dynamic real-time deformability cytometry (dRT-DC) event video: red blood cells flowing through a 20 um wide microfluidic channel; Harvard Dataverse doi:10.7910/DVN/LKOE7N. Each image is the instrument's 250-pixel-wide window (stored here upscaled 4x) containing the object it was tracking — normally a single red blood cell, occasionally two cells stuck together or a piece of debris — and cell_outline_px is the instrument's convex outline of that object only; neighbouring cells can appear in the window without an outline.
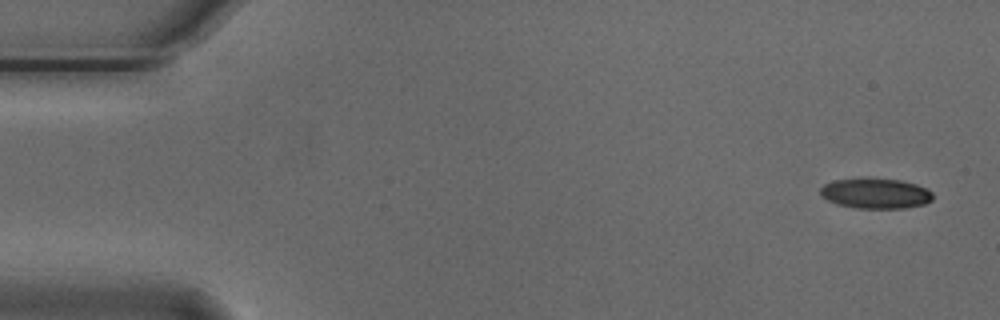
{"species": "Egyptian fruit bat (a non-hibernating species)", "species_latin": "Rousettus aegyptiacus", "temperature_condition": "cold", "stored_images_in_passage": 54, "camera_frame_rate_fps": 3000, "um_per_image_px": 0.085, "animal": {"sex": "male"}, "frame": {"image": 1, "passage_image": 2, "time_ms": 0.333, "image_size_px": [1000, 320], "cell_outline_px": [[932, 200], [924, 204], [904, 208], [856, 208], [836, 204], [828, 200], [820, 192], [820, 188], [824, 184], [832, 180], [860, 176], [868, 176], [900, 180], [916, 184], [928, 188], [932, 192]], "centroid_in_image_um": [74.4, 16.4], "position_along_channel_um": 10.6, "area_um2": 20.46}}
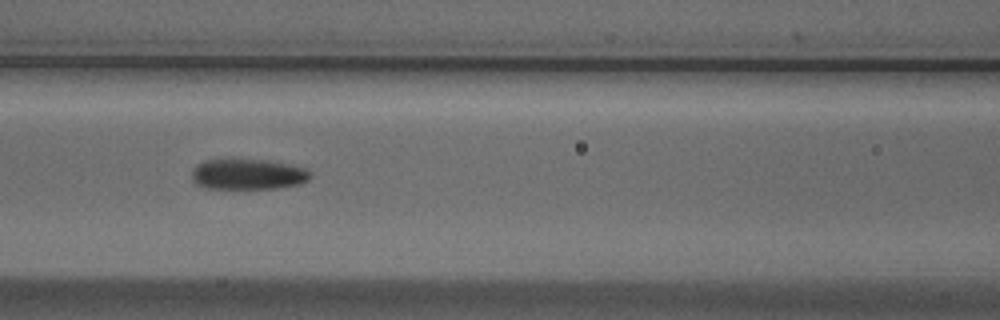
{"frame": {"image": 2, "passage_image": 23, "time_ms": 7.333, "image_size_px": [1000, 320], "cell_outline_px": [[312, 176], [308, 180], [300, 184], [276, 188], [204, 188], [196, 184], [192, 180], [192, 168], [196, 164], [204, 160], [232, 156], [268, 160], [288, 164], [304, 168]], "centroid_in_image_um": [20.99, 14.76], "position_along_channel_um": 145.6, "area_um2": 21.96}}
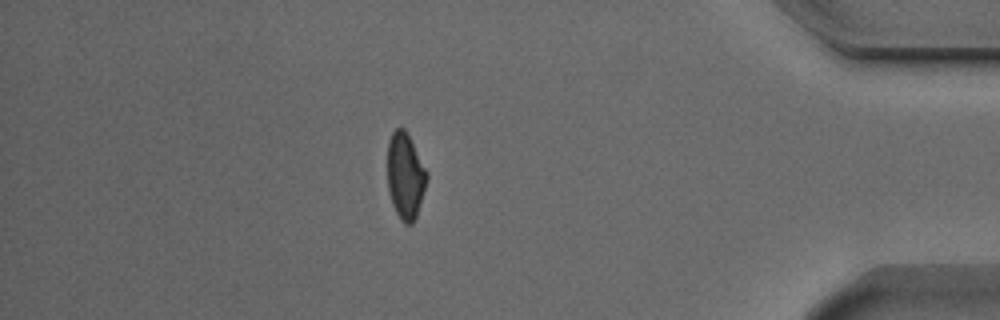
{"frame": {"image": 3, "passage_image": 47, "time_ms": 15.333, "image_size_px": [1000, 320], "cell_outline_px": [[428, 176], [416, 216], [412, 224], [404, 224], [400, 220], [392, 204], [388, 192], [388, 140], [392, 132], [396, 128], [404, 128], [428, 172]], "centroid_in_image_um": [34.44, 14.96], "position_along_channel_um": 400.8, "area_um2": 19.59}, "authors_computed_cell_mechanics": {"area_um2": 20.8369, "velocity_mm_per_s": 3.7199, "shape_relaxation_time_tau1_ms": 3.2338, "shape_relaxation_time_tau2_ms": 2.6516, "deformation_change_tau1": 0.1104, "deformation_change_tau2": 0.0798}}